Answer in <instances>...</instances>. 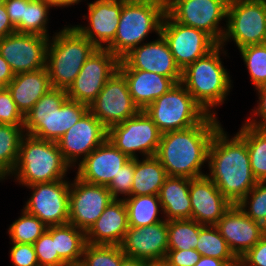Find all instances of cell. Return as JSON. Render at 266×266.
I'll return each instance as SVG.
<instances>
[{"instance_id": "obj_1", "label": "cell", "mask_w": 266, "mask_h": 266, "mask_svg": "<svg viewBox=\"0 0 266 266\" xmlns=\"http://www.w3.org/2000/svg\"><path fill=\"white\" fill-rule=\"evenodd\" d=\"M218 117L208 115L192 127L161 134L156 157L167 176L189 179L204 176L202 167L208 163V152L214 133L222 126Z\"/></svg>"}, {"instance_id": "obj_2", "label": "cell", "mask_w": 266, "mask_h": 266, "mask_svg": "<svg viewBox=\"0 0 266 266\" xmlns=\"http://www.w3.org/2000/svg\"><path fill=\"white\" fill-rule=\"evenodd\" d=\"M224 130L221 126L214 133L206 175L232 204H238L258 181L251 170L246 141L238 133L229 138Z\"/></svg>"}, {"instance_id": "obj_3", "label": "cell", "mask_w": 266, "mask_h": 266, "mask_svg": "<svg viewBox=\"0 0 266 266\" xmlns=\"http://www.w3.org/2000/svg\"><path fill=\"white\" fill-rule=\"evenodd\" d=\"M88 111L89 106L68 99L66 90L51 88L25 115L24 132L58 142Z\"/></svg>"}, {"instance_id": "obj_4", "label": "cell", "mask_w": 266, "mask_h": 266, "mask_svg": "<svg viewBox=\"0 0 266 266\" xmlns=\"http://www.w3.org/2000/svg\"><path fill=\"white\" fill-rule=\"evenodd\" d=\"M221 53L227 54L219 44L210 53L182 70L181 79L193 99L208 115L215 117L217 113L213 110L224 103L232 87L229 72L220 58Z\"/></svg>"}, {"instance_id": "obj_5", "label": "cell", "mask_w": 266, "mask_h": 266, "mask_svg": "<svg viewBox=\"0 0 266 266\" xmlns=\"http://www.w3.org/2000/svg\"><path fill=\"white\" fill-rule=\"evenodd\" d=\"M71 167L64 160L57 142L24 134L18 160L11 176L22 186L48 183L67 178Z\"/></svg>"}, {"instance_id": "obj_6", "label": "cell", "mask_w": 266, "mask_h": 266, "mask_svg": "<svg viewBox=\"0 0 266 266\" xmlns=\"http://www.w3.org/2000/svg\"><path fill=\"white\" fill-rule=\"evenodd\" d=\"M97 47L74 26H65L50 37L46 69L52 88L67 90Z\"/></svg>"}, {"instance_id": "obj_7", "label": "cell", "mask_w": 266, "mask_h": 266, "mask_svg": "<svg viewBox=\"0 0 266 266\" xmlns=\"http://www.w3.org/2000/svg\"><path fill=\"white\" fill-rule=\"evenodd\" d=\"M166 4L123 3L114 40L106 47L119 60L141 45L149 33H161Z\"/></svg>"}, {"instance_id": "obj_8", "label": "cell", "mask_w": 266, "mask_h": 266, "mask_svg": "<svg viewBox=\"0 0 266 266\" xmlns=\"http://www.w3.org/2000/svg\"><path fill=\"white\" fill-rule=\"evenodd\" d=\"M144 111L161 133L192 127L208 116L181 82L174 84Z\"/></svg>"}, {"instance_id": "obj_9", "label": "cell", "mask_w": 266, "mask_h": 266, "mask_svg": "<svg viewBox=\"0 0 266 266\" xmlns=\"http://www.w3.org/2000/svg\"><path fill=\"white\" fill-rule=\"evenodd\" d=\"M225 22L221 46L229 40L238 49L266 43V0H229Z\"/></svg>"}, {"instance_id": "obj_10", "label": "cell", "mask_w": 266, "mask_h": 266, "mask_svg": "<svg viewBox=\"0 0 266 266\" xmlns=\"http://www.w3.org/2000/svg\"><path fill=\"white\" fill-rule=\"evenodd\" d=\"M161 134L153 120L144 110H140L135 116L110 127L107 139L130 159H134L138 158V153L142 157L155 156Z\"/></svg>"}, {"instance_id": "obj_11", "label": "cell", "mask_w": 266, "mask_h": 266, "mask_svg": "<svg viewBox=\"0 0 266 266\" xmlns=\"http://www.w3.org/2000/svg\"><path fill=\"white\" fill-rule=\"evenodd\" d=\"M229 0H170L166 12L178 23L204 31L218 44L226 28L219 24L227 20Z\"/></svg>"}, {"instance_id": "obj_12", "label": "cell", "mask_w": 266, "mask_h": 266, "mask_svg": "<svg viewBox=\"0 0 266 266\" xmlns=\"http://www.w3.org/2000/svg\"><path fill=\"white\" fill-rule=\"evenodd\" d=\"M181 70L204 57L219 44L202 30L176 22L167 12L161 33Z\"/></svg>"}, {"instance_id": "obj_13", "label": "cell", "mask_w": 266, "mask_h": 266, "mask_svg": "<svg viewBox=\"0 0 266 266\" xmlns=\"http://www.w3.org/2000/svg\"><path fill=\"white\" fill-rule=\"evenodd\" d=\"M119 61L107 48H97L66 90L68 99L89 106L118 70Z\"/></svg>"}, {"instance_id": "obj_14", "label": "cell", "mask_w": 266, "mask_h": 266, "mask_svg": "<svg viewBox=\"0 0 266 266\" xmlns=\"http://www.w3.org/2000/svg\"><path fill=\"white\" fill-rule=\"evenodd\" d=\"M57 180L26 186L32 191L23 209L38 217L47 227L69 222L70 182Z\"/></svg>"}, {"instance_id": "obj_15", "label": "cell", "mask_w": 266, "mask_h": 266, "mask_svg": "<svg viewBox=\"0 0 266 266\" xmlns=\"http://www.w3.org/2000/svg\"><path fill=\"white\" fill-rule=\"evenodd\" d=\"M89 111L109 129L135 116L140 109L129 93L125 77L117 70L89 105Z\"/></svg>"}, {"instance_id": "obj_16", "label": "cell", "mask_w": 266, "mask_h": 266, "mask_svg": "<svg viewBox=\"0 0 266 266\" xmlns=\"http://www.w3.org/2000/svg\"><path fill=\"white\" fill-rule=\"evenodd\" d=\"M114 200L107 186L82 181L75 176L69 190V222L87 233Z\"/></svg>"}, {"instance_id": "obj_17", "label": "cell", "mask_w": 266, "mask_h": 266, "mask_svg": "<svg viewBox=\"0 0 266 266\" xmlns=\"http://www.w3.org/2000/svg\"><path fill=\"white\" fill-rule=\"evenodd\" d=\"M49 39L38 34L14 33L0 39V55L14 74L46 68Z\"/></svg>"}, {"instance_id": "obj_18", "label": "cell", "mask_w": 266, "mask_h": 266, "mask_svg": "<svg viewBox=\"0 0 266 266\" xmlns=\"http://www.w3.org/2000/svg\"><path fill=\"white\" fill-rule=\"evenodd\" d=\"M107 138L108 129L88 111L57 144L66 163L75 168Z\"/></svg>"}, {"instance_id": "obj_19", "label": "cell", "mask_w": 266, "mask_h": 266, "mask_svg": "<svg viewBox=\"0 0 266 266\" xmlns=\"http://www.w3.org/2000/svg\"><path fill=\"white\" fill-rule=\"evenodd\" d=\"M158 39L143 42L125 55L118 69H139L171 78L175 83L181 82L182 70L177 65L169 46L160 34Z\"/></svg>"}, {"instance_id": "obj_20", "label": "cell", "mask_w": 266, "mask_h": 266, "mask_svg": "<svg viewBox=\"0 0 266 266\" xmlns=\"http://www.w3.org/2000/svg\"><path fill=\"white\" fill-rule=\"evenodd\" d=\"M120 246L128 257L150 264L163 263L168 251V221L138 228L129 227Z\"/></svg>"}, {"instance_id": "obj_21", "label": "cell", "mask_w": 266, "mask_h": 266, "mask_svg": "<svg viewBox=\"0 0 266 266\" xmlns=\"http://www.w3.org/2000/svg\"><path fill=\"white\" fill-rule=\"evenodd\" d=\"M215 226L238 260L266 234V228L248 217L237 204Z\"/></svg>"}, {"instance_id": "obj_22", "label": "cell", "mask_w": 266, "mask_h": 266, "mask_svg": "<svg viewBox=\"0 0 266 266\" xmlns=\"http://www.w3.org/2000/svg\"><path fill=\"white\" fill-rule=\"evenodd\" d=\"M88 4L89 25L74 27L97 48H106L115 38L120 20L122 2L119 0H96Z\"/></svg>"}, {"instance_id": "obj_23", "label": "cell", "mask_w": 266, "mask_h": 266, "mask_svg": "<svg viewBox=\"0 0 266 266\" xmlns=\"http://www.w3.org/2000/svg\"><path fill=\"white\" fill-rule=\"evenodd\" d=\"M191 219L202 225H216L233 205L207 176L190 179Z\"/></svg>"}, {"instance_id": "obj_24", "label": "cell", "mask_w": 266, "mask_h": 266, "mask_svg": "<svg viewBox=\"0 0 266 266\" xmlns=\"http://www.w3.org/2000/svg\"><path fill=\"white\" fill-rule=\"evenodd\" d=\"M129 160L106 139L79 164L76 176L90 184L108 186Z\"/></svg>"}, {"instance_id": "obj_25", "label": "cell", "mask_w": 266, "mask_h": 266, "mask_svg": "<svg viewBox=\"0 0 266 266\" xmlns=\"http://www.w3.org/2000/svg\"><path fill=\"white\" fill-rule=\"evenodd\" d=\"M129 228L128 213L123 199H114L86 233L90 244L121 245Z\"/></svg>"}, {"instance_id": "obj_26", "label": "cell", "mask_w": 266, "mask_h": 266, "mask_svg": "<svg viewBox=\"0 0 266 266\" xmlns=\"http://www.w3.org/2000/svg\"><path fill=\"white\" fill-rule=\"evenodd\" d=\"M118 71L125 77L129 93L140 110H144L176 84L169 77L149 71L139 69H118Z\"/></svg>"}, {"instance_id": "obj_27", "label": "cell", "mask_w": 266, "mask_h": 266, "mask_svg": "<svg viewBox=\"0 0 266 266\" xmlns=\"http://www.w3.org/2000/svg\"><path fill=\"white\" fill-rule=\"evenodd\" d=\"M20 112L25 116L52 87L46 68L15 74L6 86Z\"/></svg>"}, {"instance_id": "obj_28", "label": "cell", "mask_w": 266, "mask_h": 266, "mask_svg": "<svg viewBox=\"0 0 266 266\" xmlns=\"http://www.w3.org/2000/svg\"><path fill=\"white\" fill-rule=\"evenodd\" d=\"M190 179L167 176L159 191L165 220L191 219Z\"/></svg>"}, {"instance_id": "obj_29", "label": "cell", "mask_w": 266, "mask_h": 266, "mask_svg": "<svg viewBox=\"0 0 266 266\" xmlns=\"http://www.w3.org/2000/svg\"><path fill=\"white\" fill-rule=\"evenodd\" d=\"M167 177L156 156L135 158L131 196L158 195Z\"/></svg>"}, {"instance_id": "obj_30", "label": "cell", "mask_w": 266, "mask_h": 266, "mask_svg": "<svg viewBox=\"0 0 266 266\" xmlns=\"http://www.w3.org/2000/svg\"><path fill=\"white\" fill-rule=\"evenodd\" d=\"M47 231L52 235V238H55L56 251L68 266L81 263L87 244L84 231L70 223L49 226Z\"/></svg>"}, {"instance_id": "obj_31", "label": "cell", "mask_w": 266, "mask_h": 266, "mask_svg": "<svg viewBox=\"0 0 266 266\" xmlns=\"http://www.w3.org/2000/svg\"><path fill=\"white\" fill-rule=\"evenodd\" d=\"M123 201L127 208L129 227L138 228L165 220L164 217L159 218L163 210L158 195L130 196Z\"/></svg>"}, {"instance_id": "obj_32", "label": "cell", "mask_w": 266, "mask_h": 266, "mask_svg": "<svg viewBox=\"0 0 266 266\" xmlns=\"http://www.w3.org/2000/svg\"><path fill=\"white\" fill-rule=\"evenodd\" d=\"M237 133L246 141L255 179L266 182V128H255L244 123Z\"/></svg>"}, {"instance_id": "obj_33", "label": "cell", "mask_w": 266, "mask_h": 266, "mask_svg": "<svg viewBox=\"0 0 266 266\" xmlns=\"http://www.w3.org/2000/svg\"><path fill=\"white\" fill-rule=\"evenodd\" d=\"M196 250L202 256L223 260L228 266H239V260L215 225H203L200 228Z\"/></svg>"}, {"instance_id": "obj_34", "label": "cell", "mask_w": 266, "mask_h": 266, "mask_svg": "<svg viewBox=\"0 0 266 266\" xmlns=\"http://www.w3.org/2000/svg\"><path fill=\"white\" fill-rule=\"evenodd\" d=\"M202 226L192 219L169 220L168 250L196 249Z\"/></svg>"}, {"instance_id": "obj_35", "label": "cell", "mask_w": 266, "mask_h": 266, "mask_svg": "<svg viewBox=\"0 0 266 266\" xmlns=\"http://www.w3.org/2000/svg\"><path fill=\"white\" fill-rule=\"evenodd\" d=\"M24 126L0 124V166L10 175L18 160Z\"/></svg>"}, {"instance_id": "obj_36", "label": "cell", "mask_w": 266, "mask_h": 266, "mask_svg": "<svg viewBox=\"0 0 266 266\" xmlns=\"http://www.w3.org/2000/svg\"><path fill=\"white\" fill-rule=\"evenodd\" d=\"M47 230V226L36 216L22 209L21 216L8 228L10 240L14 243L34 244Z\"/></svg>"}, {"instance_id": "obj_37", "label": "cell", "mask_w": 266, "mask_h": 266, "mask_svg": "<svg viewBox=\"0 0 266 266\" xmlns=\"http://www.w3.org/2000/svg\"><path fill=\"white\" fill-rule=\"evenodd\" d=\"M126 257L120 245H103L87 243L81 266H120Z\"/></svg>"}, {"instance_id": "obj_38", "label": "cell", "mask_w": 266, "mask_h": 266, "mask_svg": "<svg viewBox=\"0 0 266 266\" xmlns=\"http://www.w3.org/2000/svg\"><path fill=\"white\" fill-rule=\"evenodd\" d=\"M50 8V5L40 0H24V33L49 38L47 25Z\"/></svg>"}, {"instance_id": "obj_39", "label": "cell", "mask_w": 266, "mask_h": 266, "mask_svg": "<svg viewBox=\"0 0 266 266\" xmlns=\"http://www.w3.org/2000/svg\"><path fill=\"white\" fill-rule=\"evenodd\" d=\"M254 88L266 84V43L239 49Z\"/></svg>"}, {"instance_id": "obj_40", "label": "cell", "mask_w": 266, "mask_h": 266, "mask_svg": "<svg viewBox=\"0 0 266 266\" xmlns=\"http://www.w3.org/2000/svg\"><path fill=\"white\" fill-rule=\"evenodd\" d=\"M237 205L248 217L266 228V182H257Z\"/></svg>"}, {"instance_id": "obj_41", "label": "cell", "mask_w": 266, "mask_h": 266, "mask_svg": "<svg viewBox=\"0 0 266 266\" xmlns=\"http://www.w3.org/2000/svg\"><path fill=\"white\" fill-rule=\"evenodd\" d=\"M39 266H68L58 255L55 238L46 230L33 244Z\"/></svg>"}, {"instance_id": "obj_42", "label": "cell", "mask_w": 266, "mask_h": 266, "mask_svg": "<svg viewBox=\"0 0 266 266\" xmlns=\"http://www.w3.org/2000/svg\"><path fill=\"white\" fill-rule=\"evenodd\" d=\"M135 168V158L130 159L114 176L107 189L111 192L113 199H126L131 196L133 176ZM119 195H124L121 198ZM120 197V198H119Z\"/></svg>"}, {"instance_id": "obj_43", "label": "cell", "mask_w": 266, "mask_h": 266, "mask_svg": "<svg viewBox=\"0 0 266 266\" xmlns=\"http://www.w3.org/2000/svg\"><path fill=\"white\" fill-rule=\"evenodd\" d=\"M25 116L15 104L6 87L0 88V124L24 126Z\"/></svg>"}, {"instance_id": "obj_44", "label": "cell", "mask_w": 266, "mask_h": 266, "mask_svg": "<svg viewBox=\"0 0 266 266\" xmlns=\"http://www.w3.org/2000/svg\"><path fill=\"white\" fill-rule=\"evenodd\" d=\"M10 259L13 266H39L33 244L10 242Z\"/></svg>"}, {"instance_id": "obj_45", "label": "cell", "mask_w": 266, "mask_h": 266, "mask_svg": "<svg viewBox=\"0 0 266 266\" xmlns=\"http://www.w3.org/2000/svg\"><path fill=\"white\" fill-rule=\"evenodd\" d=\"M201 257L196 249L168 250L163 263L166 266H194Z\"/></svg>"}, {"instance_id": "obj_46", "label": "cell", "mask_w": 266, "mask_h": 266, "mask_svg": "<svg viewBox=\"0 0 266 266\" xmlns=\"http://www.w3.org/2000/svg\"><path fill=\"white\" fill-rule=\"evenodd\" d=\"M239 266H266V234L239 259Z\"/></svg>"}, {"instance_id": "obj_47", "label": "cell", "mask_w": 266, "mask_h": 266, "mask_svg": "<svg viewBox=\"0 0 266 266\" xmlns=\"http://www.w3.org/2000/svg\"><path fill=\"white\" fill-rule=\"evenodd\" d=\"M255 90L257 91V94L259 96V100L257 101L258 105L256 106L257 108L255 107L254 109H252L253 112L250 113H254L252 114L253 116H250L249 118L247 117L248 120L246 119V121L244 122L245 124L255 128H266V84L255 88ZM254 115L255 118H252L254 117Z\"/></svg>"}, {"instance_id": "obj_48", "label": "cell", "mask_w": 266, "mask_h": 266, "mask_svg": "<svg viewBox=\"0 0 266 266\" xmlns=\"http://www.w3.org/2000/svg\"><path fill=\"white\" fill-rule=\"evenodd\" d=\"M4 6L17 33H24V0H5Z\"/></svg>"}, {"instance_id": "obj_49", "label": "cell", "mask_w": 266, "mask_h": 266, "mask_svg": "<svg viewBox=\"0 0 266 266\" xmlns=\"http://www.w3.org/2000/svg\"><path fill=\"white\" fill-rule=\"evenodd\" d=\"M16 33L15 26L12 24L4 5L0 6V39Z\"/></svg>"}, {"instance_id": "obj_50", "label": "cell", "mask_w": 266, "mask_h": 266, "mask_svg": "<svg viewBox=\"0 0 266 266\" xmlns=\"http://www.w3.org/2000/svg\"><path fill=\"white\" fill-rule=\"evenodd\" d=\"M15 74L10 65L0 55V87H6L14 78Z\"/></svg>"}, {"instance_id": "obj_51", "label": "cell", "mask_w": 266, "mask_h": 266, "mask_svg": "<svg viewBox=\"0 0 266 266\" xmlns=\"http://www.w3.org/2000/svg\"><path fill=\"white\" fill-rule=\"evenodd\" d=\"M194 266H228L223 260L202 256Z\"/></svg>"}, {"instance_id": "obj_52", "label": "cell", "mask_w": 266, "mask_h": 266, "mask_svg": "<svg viewBox=\"0 0 266 266\" xmlns=\"http://www.w3.org/2000/svg\"><path fill=\"white\" fill-rule=\"evenodd\" d=\"M51 7H71V5L79 4L82 0H40Z\"/></svg>"}, {"instance_id": "obj_53", "label": "cell", "mask_w": 266, "mask_h": 266, "mask_svg": "<svg viewBox=\"0 0 266 266\" xmlns=\"http://www.w3.org/2000/svg\"><path fill=\"white\" fill-rule=\"evenodd\" d=\"M150 263L126 256L120 266H148Z\"/></svg>"}, {"instance_id": "obj_54", "label": "cell", "mask_w": 266, "mask_h": 266, "mask_svg": "<svg viewBox=\"0 0 266 266\" xmlns=\"http://www.w3.org/2000/svg\"><path fill=\"white\" fill-rule=\"evenodd\" d=\"M123 3L166 4L165 0H119Z\"/></svg>"}, {"instance_id": "obj_55", "label": "cell", "mask_w": 266, "mask_h": 266, "mask_svg": "<svg viewBox=\"0 0 266 266\" xmlns=\"http://www.w3.org/2000/svg\"><path fill=\"white\" fill-rule=\"evenodd\" d=\"M11 177L1 166H0V181L5 180L7 177Z\"/></svg>"}, {"instance_id": "obj_56", "label": "cell", "mask_w": 266, "mask_h": 266, "mask_svg": "<svg viewBox=\"0 0 266 266\" xmlns=\"http://www.w3.org/2000/svg\"><path fill=\"white\" fill-rule=\"evenodd\" d=\"M148 266H166L164 263H152L149 264Z\"/></svg>"}, {"instance_id": "obj_57", "label": "cell", "mask_w": 266, "mask_h": 266, "mask_svg": "<svg viewBox=\"0 0 266 266\" xmlns=\"http://www.w3.org/2000/svg\"><path fill=\"white\" fill-rule=\"evenodd\" d=\"M5 0H0V6L4 5Z\"/></svg>"}]
</instances>
